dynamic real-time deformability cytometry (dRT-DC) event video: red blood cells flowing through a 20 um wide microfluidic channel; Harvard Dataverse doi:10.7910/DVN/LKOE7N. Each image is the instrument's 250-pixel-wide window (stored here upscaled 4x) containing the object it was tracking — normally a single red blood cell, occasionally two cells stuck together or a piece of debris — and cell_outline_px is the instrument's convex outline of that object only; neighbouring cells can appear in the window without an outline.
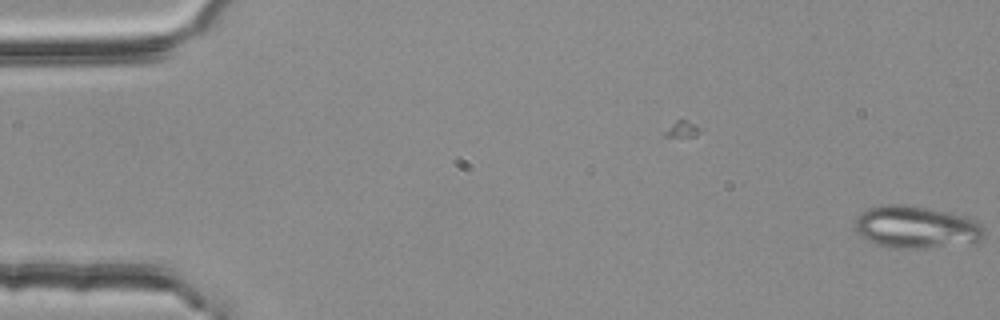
{"species": "common noctule bat (a hibernating species)", "species_latin": "Nyctalus noctula", "temperature_condition": "room temperature", "stored_images_in_passage": 7, "camera_frame_rate_fps": 3000, "um_per_image_px": 0.085, "animal": {"sex": "female", "body_mass_g": 25.1}, "frame": {"image": 1, "passage_image": 7, "time_ms": 2.0, "image_size_px": [1000, 320], "cell_outline_px": [[984, 236], [976, 244], [928, 248], [900, 248], [876, 244], [860, 236], [856, 232], [856, 220], [868, 208], [880, 204], [904, 204], [944, 212], [960, 216], [972, 220], [984, 228]], "centroid_in_image_um": [77.89, 19.33], "position_along_channel_um": 7.1, "area_um2": 31.56}}